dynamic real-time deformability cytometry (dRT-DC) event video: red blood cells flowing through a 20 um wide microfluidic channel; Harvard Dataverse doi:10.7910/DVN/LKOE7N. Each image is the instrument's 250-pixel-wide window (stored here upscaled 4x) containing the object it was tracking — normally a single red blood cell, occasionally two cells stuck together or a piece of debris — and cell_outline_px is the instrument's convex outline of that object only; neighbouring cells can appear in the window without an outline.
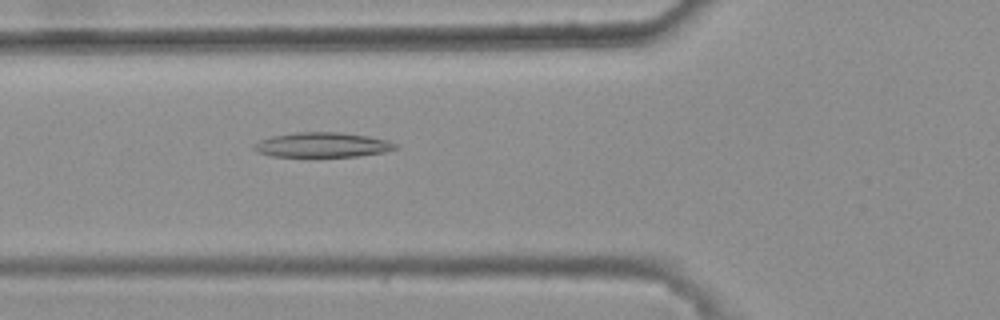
{"species": "common noctule bat (a hibernating species)", "species_latin": "Nyctalus noctula", "temperature_condition": "warm", "stored_images_in_passage": 43, "camera_frame_rate_fps": 3000, "um_per_image_px": 0.085, "animal": {"sex": "female", "body_mass_g": 25.1}, "frame": {"image": 1, "passage_image": 14, "time_ms": 4.333, "image_size_px": [1000, 320], "cell_outline_px": [[400, 148], [384, 152], [356, 156], [272, 156], [256, 152], [252, 148], [252, 144], [260, 140], [272, 136], [296, 132], [340, 132], [368, 136], [388, 140], [400, 144]], "centroid_in_image_um": [27.42, 12.31], "position_along_channel_um": 98.4, "area_um2": 20.58}}
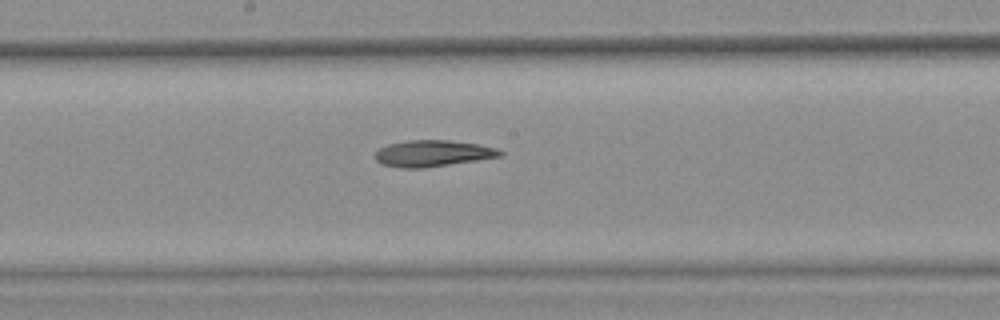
{"frame": {"image": 2, "passage_image": 23, "time_ms": 7.333, "image_size_px": [1000, 320], "cell_outline_px": [[504, 156], [424, 168], [400, 168], [384, 164], [376, 160], [376, 152], [380, 148], [388, 144], [408, 140], [448, 140], [476, 144], [496, 148], [504, 152]], "centroid_in_image_um": [36.81, 13.04], "position_along_channel_um": 211.4, "area_um2": 19.07}}
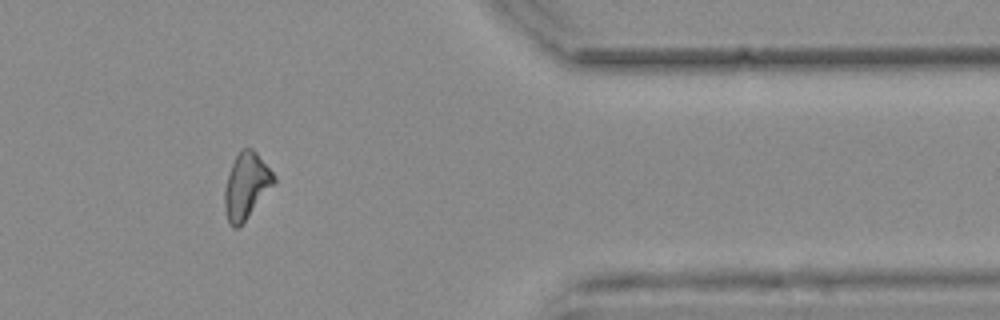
{"frame": {"image": 3, "passage_image": 39, "time_ms": 12.667, "image_size_px": [1000, 320], "cell_outline_px": [[276, 180], [248, 216], [236, 228], [232, 228], [228, 224], [224, 208], [224, 192], [228, 176], [232, 164], [240, 148], [252, 148], [256, 152], [276, 176]], "centroid_in_image_um": [20.91, 15.78], "position_along_channel_um": 390.5, "area_um2": 18.55}}